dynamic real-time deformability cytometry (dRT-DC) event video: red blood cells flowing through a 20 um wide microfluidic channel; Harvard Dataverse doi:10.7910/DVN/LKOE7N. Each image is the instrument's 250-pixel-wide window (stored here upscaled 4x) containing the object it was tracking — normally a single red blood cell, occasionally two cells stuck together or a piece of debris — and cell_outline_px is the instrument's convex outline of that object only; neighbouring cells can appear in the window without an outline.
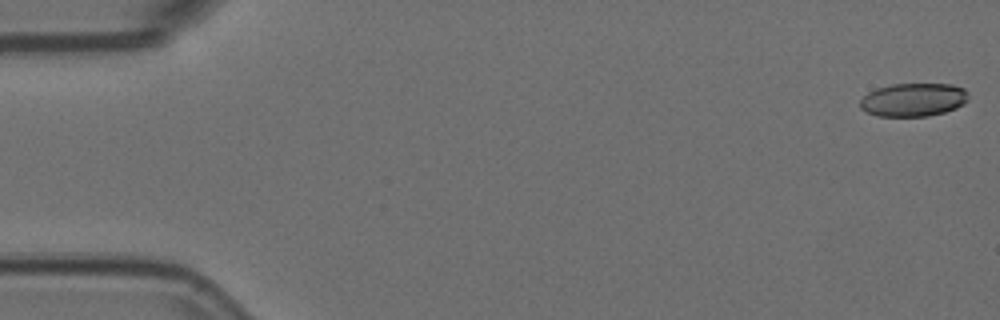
{"species": "Egyptian fruit bat (a non-hibernating species)", "species_latin": "Rousettus aegyptiacus", "temperature_condition": "room temperature", "stored_images_in_passage": 6, "camera_frame_rate_fps": 3000, "um_per_image_px": 0.085, "animal": {"sex": "female"}, "frame": {"image": 1, "passage_image": 1, "time_ms": 0.0, "image_size_px": [1000, 320], "cell_outline_px": [[968, 100], [964, 104], [956, 108], [944, 112], [928, 116], [876, 116], [860, 108], [860, 100], [868, 92], [876, 88], [892, 84], [952, 84], [964, 88], [968, 92]], "centroid_in_image_um": [77.65, 8.47], "position_along_channel_um": 7.3, "area_um2": 21.15}}
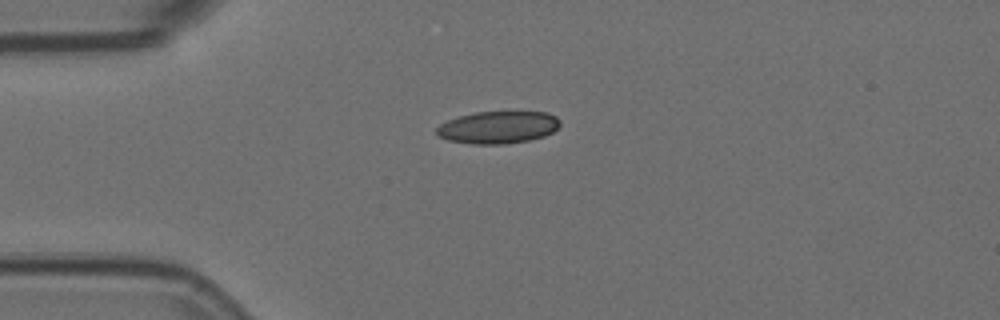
{"frame": {"image": 2, "passage_image": 5, "time_ms": 1.333, "image_size_px": [1000, 320], "cell_outline_px": [[560, 124], [552, 132], [544, 136], [528, 140], [504, 144], [472, 144], [448, 140], [436, 136], [436, 128], [440, 124], [448, 120], [460, 116], [476, 112], [548, 112], [556, 116], [560, 120]], "centroid_in_image_um": [42.32, 10.82], "position_along_channel_um": 42.7, "area_um2": 23.24}}